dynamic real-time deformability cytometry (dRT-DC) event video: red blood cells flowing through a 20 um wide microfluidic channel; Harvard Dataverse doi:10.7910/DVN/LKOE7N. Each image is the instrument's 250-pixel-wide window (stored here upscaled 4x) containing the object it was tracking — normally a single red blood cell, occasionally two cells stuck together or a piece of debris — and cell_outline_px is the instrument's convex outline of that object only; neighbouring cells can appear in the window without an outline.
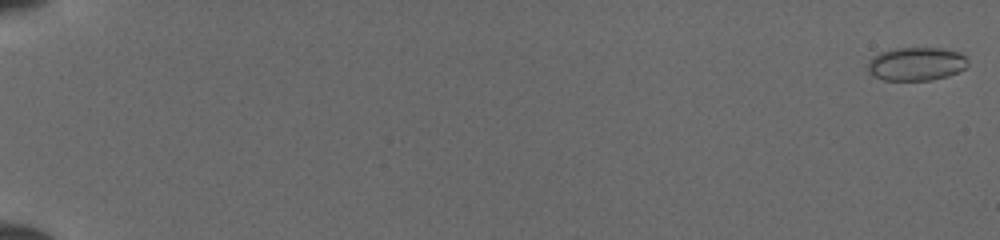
{"species": "common noctule bat (a hibernating species)", "species_latin": "Nyctalus noctula", "temperature_condition": "cold", "stored_images_in_passage": 51, "camera_frame_rate_fps": 3000, "um_per_image_px": 0.085, "animal": {"sex": "female", "body_mass_g": 19.5, "forearm_length_mm": 54.1}, "frame": {"image": 1, "passage_image": 1, "time_ms": 0.0, "image_size_px": [1000, 240], "cell_outline_px": [[968, 64], [964, 68], [948, 76], [932, 80], [884, 80], [872, 76], [868, 68], [868, 60], [872, 56], [880, 52], [892, 48], [940, 48], [960, 52], [968, 60]], "centroid_in_image_um": [77.85, 5.43], "position_along_channel_um": 7.1, "area_um2": 19.59}}
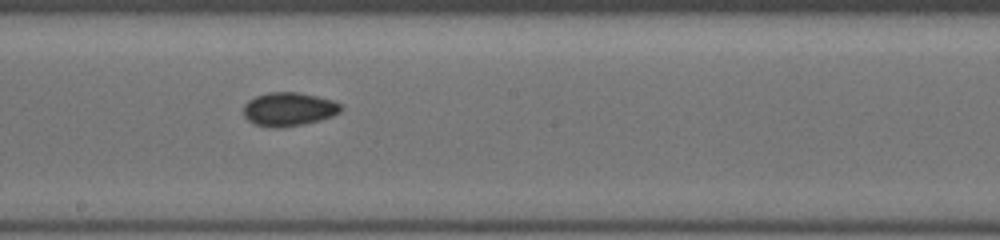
{"frame": {"image": 2, "passage_image": 31, "time_ms": 10.0, "image_size_px": [1000, 240], "cell_outline_px": [[344, 108], [340, 112], [332, 116], [320, 120], [300, 124], [276, 128], [272, 128], [256, 124], [248, 120], [244, 116], [244, 104], [248, 100], [256, 96], [268, 92], [296, 92], [316, 96], [332, 100], [340, 104]], "centroid_in_image_um": [24.54, 9.27], "position_along_channel_um": 223.7, "area_um2": 18.96}}
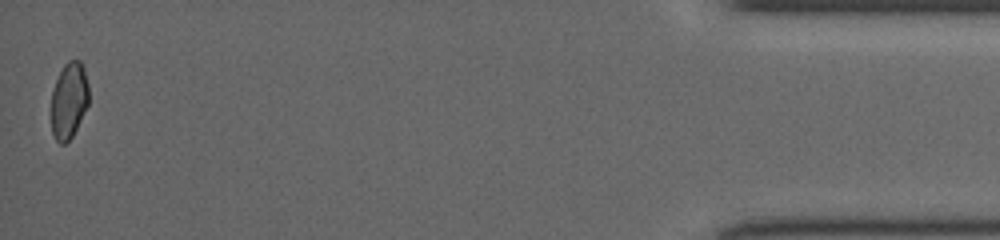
{"frame": {"image": 3, "passage_image": 51, "time_ms": 16.667, "image_size_px": [1000, 240], "cell_outline_px": [[88, 104], [72, 136], [64, 144], [60, 144], [56, 140], [52, 132], [52, 92], [56, 80], [64, 64], [68, 60], [80, 60], [84, 68], [88, 84]], "centroid_in_image_um": [5.86, 8.51], "position_along_channel_um": 429.3, "area_um2": 16.47}}